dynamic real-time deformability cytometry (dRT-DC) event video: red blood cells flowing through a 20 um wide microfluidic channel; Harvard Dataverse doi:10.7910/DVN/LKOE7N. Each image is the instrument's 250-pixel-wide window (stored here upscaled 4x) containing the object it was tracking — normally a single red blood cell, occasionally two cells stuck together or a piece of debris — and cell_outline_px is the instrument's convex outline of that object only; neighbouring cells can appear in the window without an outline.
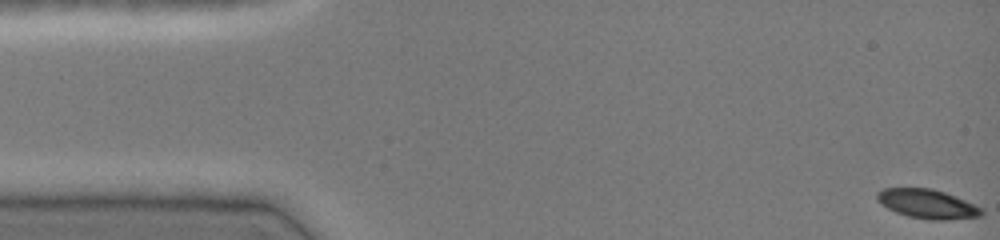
{"species": "common noctule bat (a hibernating species)", "species_latin": "Nyctalus noctula", "temperature_condition": "cold", "stored_images_in_passage": 46, "camera_frame_rate_fps": 3000, "um_per_image_px": 0.085, "animal": {"sex": "female", "body_mass_g": 19.0, "forearm_length_mm": 51.5}, "frame": {"image": 1, "passage_image": 1, "time_ms": 0.0, "image_size_px": [1000, 240], "cell_outline_px": [[984, 212], [980, 216], [948, 220], [928, 220], [908, 216], [896, 212], [888, 208], [876, 196], [876, 192], [884, 188], [932, 188], [944, 192], [964, 200], [980, 208]], "centroid_in_image_um": [78.82, 17.33], "position_along_channel_um": 6.2, "area_um2": 17.46}}
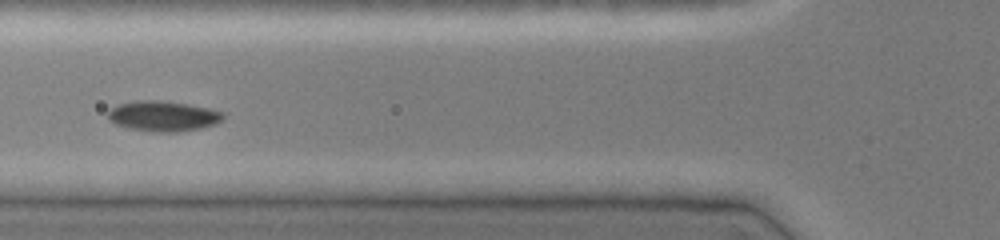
{"frame": {"image": 2, "passage_image": 18, "time_ms": 5.667, "image_size_px": [1000, 240], "cell_outline_px": [[224, 116], [216, 124], [200, 128], [176, 132], [152, 132], [128, 128], [116, 124], [108, 120], [108, 112], [112, 108], [120, 104], [136, 100], [156, 100], [188, 104], [208, 108], [224, 112]], "centroid_in_image_um": [13.86, 9.87], "position_along_channel_um": 111.9, "area_um2": 20.29}}
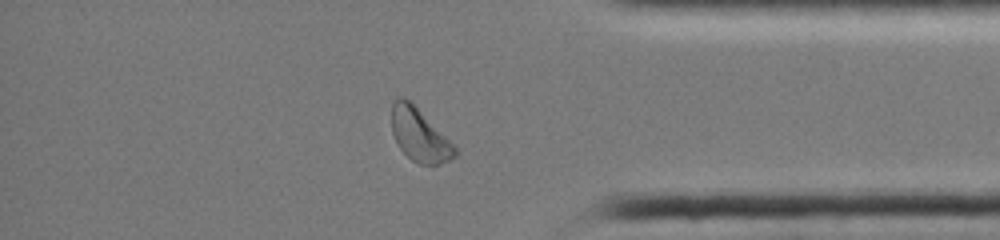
{"frame": {"image": 3, "passage_image": 40, "time_ms": 13.0, "image_size_px": [1000, 240], "cell_outline_px": [[456, 156], [440, 164], [416, 164], [400, 148], [392, 132], [392, 100], [400, 96], [408, 100], [456, 148]], "centroid_in_image_um": [35.61, 11.49], "position_along_channel_um": 399.6, "area_um2": 18.73}, "authors_computed_cell_mechanics": {"area_um2": 18.7561, "velocity_mm_per_s": 4.0286, "shape_relaxation_time_tau1_ms": 1.4278, "shape_relaxation_time_tau2_ms": null, "deformation_change_tau1": 0.0623, "deformation_change_tau2": null}}